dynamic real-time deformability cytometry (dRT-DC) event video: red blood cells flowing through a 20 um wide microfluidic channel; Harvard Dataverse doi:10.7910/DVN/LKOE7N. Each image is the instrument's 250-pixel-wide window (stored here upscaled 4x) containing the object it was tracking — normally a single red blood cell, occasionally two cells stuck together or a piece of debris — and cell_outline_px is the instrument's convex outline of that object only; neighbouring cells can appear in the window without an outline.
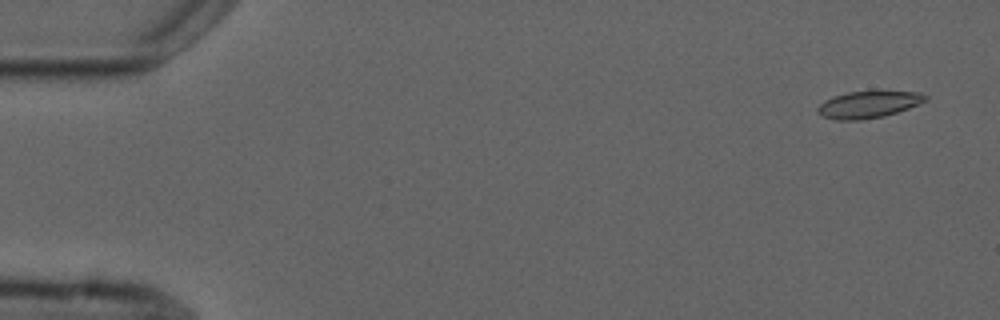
{"species": "common noctule bat (a hibernating species)", "species_latin": "Nyctalus noctula", "temperature_condition": "cold", "stored_images_in_passage": 8, "camera_frame_rate_fps": 3000, "um_per_image_px": 0.085, "animal": {"sex": "male", "forearm_length_mm": 52.5}, "frame": {"image": 1, "passage_image": 1, "time_ms": 0.0, "image_size_px": [1000, 320], "cell_outline_px": [[928, 100], [908, 108], [884, 116], [860, 120], [836, 120], [824, 116], [816, 112], [816, 108], [824, 100], [832, 96], [848, 92], [920, 92], [928, 96]], "centroid_in_image_um": [73.78, 8.89], "position_along_channel_um": 11.2, "area_um2": 16.7}}
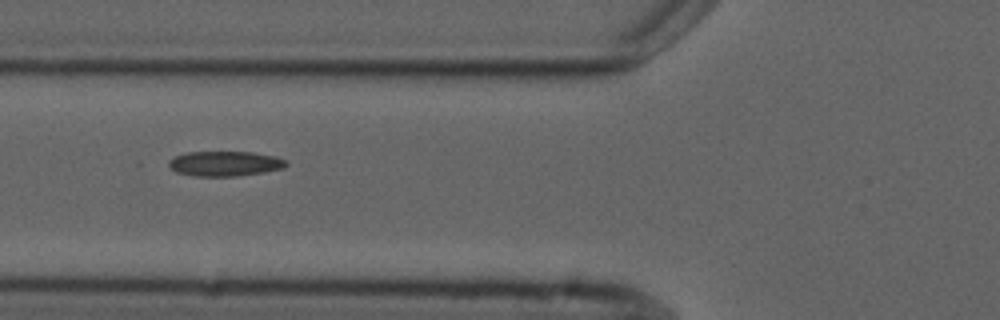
{"frame": {"image": 2, "passage_image": 6, "time_ms": 6.0, "image_size_px": [1000, 320], "cell_outline_px": [[288, 164], [284, 168], [264, 172], [236, 176], [196, 176], [176, 172], [168, 164], [168, 160], [176, 156], [188, 152], [252, 152], [276, 156], [288, 160]], "centroid_in_image_um": [19.16, 13.9], "position_along_channel_um": 106.6, "area_um2": 17.11}}
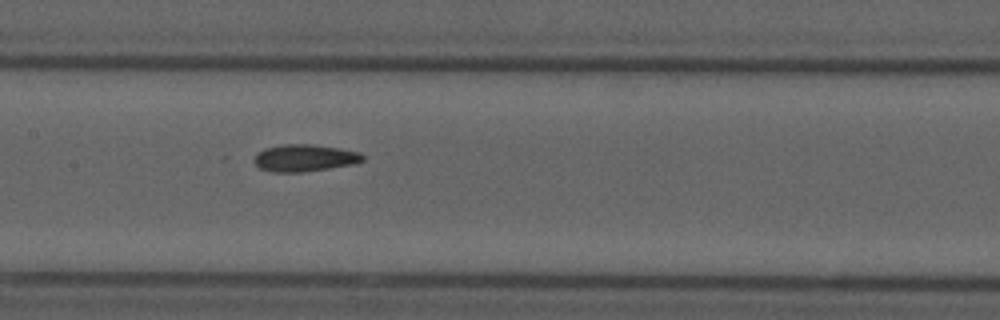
{"frame": {"image": 3, "passage_image": 8, "time_ms": 8.0, "image_size_px": [1000, 320], "cell_outline_px": [[364, 160], [356, 164], [304, 172], [272, 172], [260, 168], [256, 164], [256, 156], [264, 148], [284, 144], [312, 144], [340, 148], [360, 152], [364, 156]], "centroid_in_image_um": [25.96, 13.43], "position_along_channel_um": 181.4, "area_um2": 17.11}}